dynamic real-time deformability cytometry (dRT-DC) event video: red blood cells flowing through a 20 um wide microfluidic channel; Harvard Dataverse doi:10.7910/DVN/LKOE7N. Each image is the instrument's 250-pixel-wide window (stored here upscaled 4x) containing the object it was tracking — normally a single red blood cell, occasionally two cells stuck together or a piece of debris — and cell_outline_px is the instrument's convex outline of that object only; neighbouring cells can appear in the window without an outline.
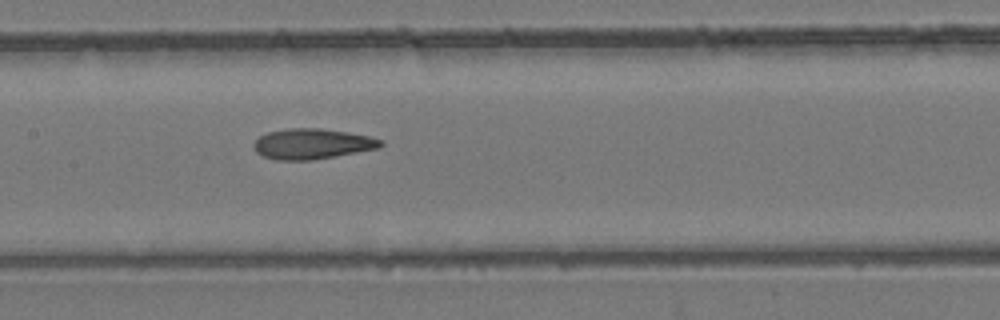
{"species": "common noctule bat (a hibernating species)", "species_latin": "Nyctalus noctula", "temperature_condition": "room temperature", "stored_images_in_passage": 4, "camera_frame_rate_fps": 3000, "um_per_image_px": 0.085, "animal": {"sex": "female", "body_mass_g": 24.6, "forearm_length_mm": 56.2}, "frame": {"image": 1, "passage_image": 4, "time_ms": 4.0, "image_size_px": [1000, 320], "cell_outline_px": [[384, 144], [380, 148], [312, 160], [276, 160], [264, 156], [256, 152], [252, 144], [260, 136], [268, 132], [288, 128], [320, 128], [348, 132], [368, 136], [384, 140]], "centroid_in_image_um": [26.55, 12.22], "position_along_channel_um": 180.9, "area_um2": 22.54}}